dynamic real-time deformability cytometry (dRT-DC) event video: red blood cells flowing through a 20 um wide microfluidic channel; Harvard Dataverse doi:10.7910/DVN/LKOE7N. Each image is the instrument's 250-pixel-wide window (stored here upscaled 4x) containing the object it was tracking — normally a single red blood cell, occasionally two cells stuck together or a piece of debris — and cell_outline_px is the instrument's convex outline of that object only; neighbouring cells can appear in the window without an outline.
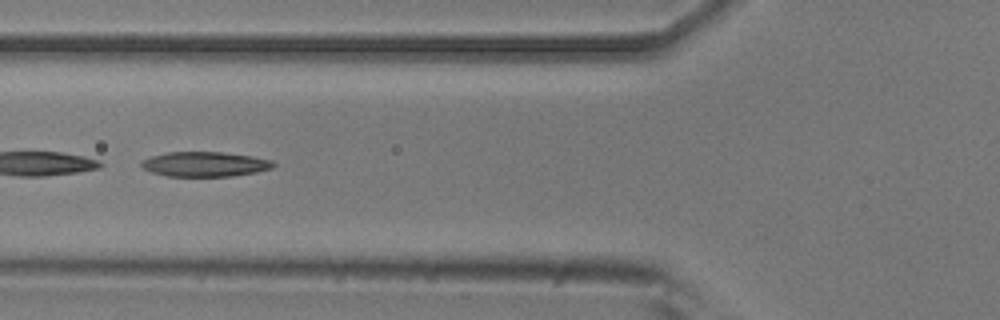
{"species": "common noctule bat (a hibernating species)", "species_latin": "Nyctalus noctula", "temperature_condition": "room temperature", "stored_images_in_passage": 41, "camera_frame_rate_fps": 3000, "um_per_image_px": 0.085, "animal": {"sex": "male", "body_mass_g": 20.5, "forearm_length_mm": 52.5}, "frame": {"image": 1, "passage_image": 10, "time_ms": 3.0, "image_size_px": [1000, 320], "cell_outline_px": [[276, 164], [272, 168], [256, 172], [232, 176], [168, 176], [152, 172], [144, 168], [140, 164], [140, 160], [152, 156], [168, 152], [220, 152], [252, 156], [272, 160]], "centroid_in_image_um": [17.42, 13.95], "position_along_channel_um": 108.4, "area_um2": 19.02}}
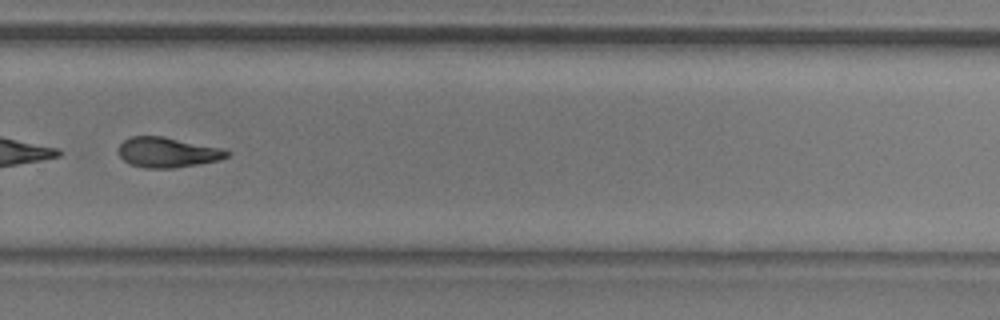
{"frame": {"image": 2, "passage_image": 26, "time_ms": 8.333, "image_size_px": [1000, 320], "cell_outline_px": [[232, 152], [228, 156], [220, 160], [172, 168], [144, 168], [128, 164], [120, 156], [120, 144], [124, 140], [132, 136], [164, 136], [220, 148]], "centroid_in_image_um": [14.23, 12.95], "position_along_channel_um": 315.6, "area_um2": 18.9}}
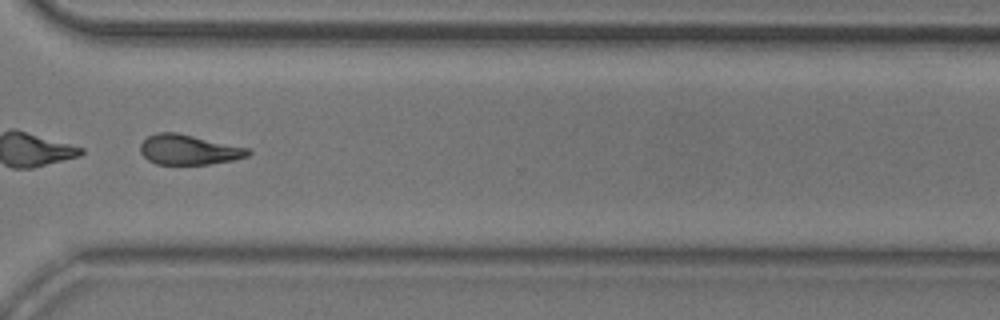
{"frame": {"image": 3, "passage_image": 29, "time_ms": 9.333, "image_size_px": [1000, 320], "cell_outline_px": [[252, 152], [248, 156], [232, 160], [208, 164], [156, 164], [148, 160], [140, 152], [140, 144], [148, 136], [156, 132], [176, 132], [252, 148]], "centroid_in_image_um": [16.07, 12.71], "position_along_channel_um": 354.5, "area_um2": 19.02}, "authors_computed_cell_mechanics": {"area_um2": 19.8254, "velocity_mm_per_s": 3.8828, "shape_relaxation_time_tau1_ms": 4.0337, "shape_relaxation_time_tau2_ms": 2.744, "deformation_change_tau1": 0.1498, "deformation_change_tau2": 0.0903}}